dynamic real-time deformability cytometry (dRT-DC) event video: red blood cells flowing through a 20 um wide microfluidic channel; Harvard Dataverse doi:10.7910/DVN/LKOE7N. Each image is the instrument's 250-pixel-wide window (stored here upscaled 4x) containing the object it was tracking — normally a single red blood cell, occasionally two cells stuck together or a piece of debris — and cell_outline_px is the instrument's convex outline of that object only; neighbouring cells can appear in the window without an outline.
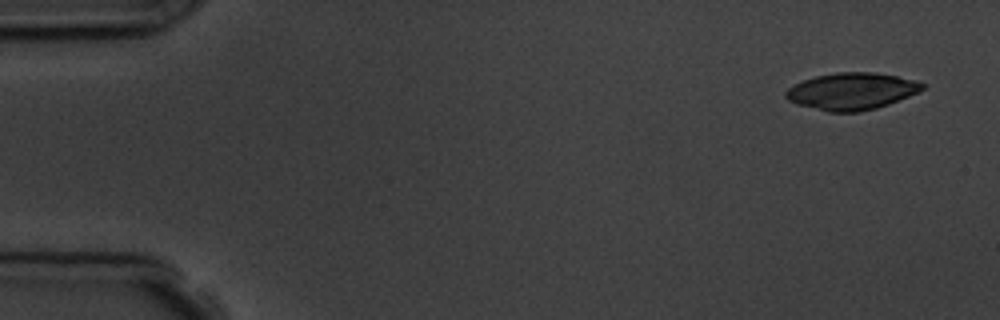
{"species": "common noctule bat (a hibernating species)", "species_latin": "Nyctalus noctula", "temperature_condition": "room temperature", "stored_images_in_passage": 5, "camera_frame_rate_fps": 3000, "um_per_image_px": 0.085, "animal": {"sex": "male", "body_mass_g": 19.5, "forearm_length_mm": 54.6}, "frame": {"image": 1, "passage_image": 1, "time_ms": 0.0, "image_size_px": [1000, 320], "cell_outline_px": [[924, 88], [908, 96], [888, 104], [876, 108], [860, 112], [828, 112], [796, 104], [788, 100], [784, 96], [784, 92], [792, 84], [816, 76], [836, 72], [872, 72], [896, 76], [916, 80], [924, 84]], "centroid_in_image_um": [72.34, 7.76], "position_along_channel_um": 12.7, "area_um2": 29.36}}